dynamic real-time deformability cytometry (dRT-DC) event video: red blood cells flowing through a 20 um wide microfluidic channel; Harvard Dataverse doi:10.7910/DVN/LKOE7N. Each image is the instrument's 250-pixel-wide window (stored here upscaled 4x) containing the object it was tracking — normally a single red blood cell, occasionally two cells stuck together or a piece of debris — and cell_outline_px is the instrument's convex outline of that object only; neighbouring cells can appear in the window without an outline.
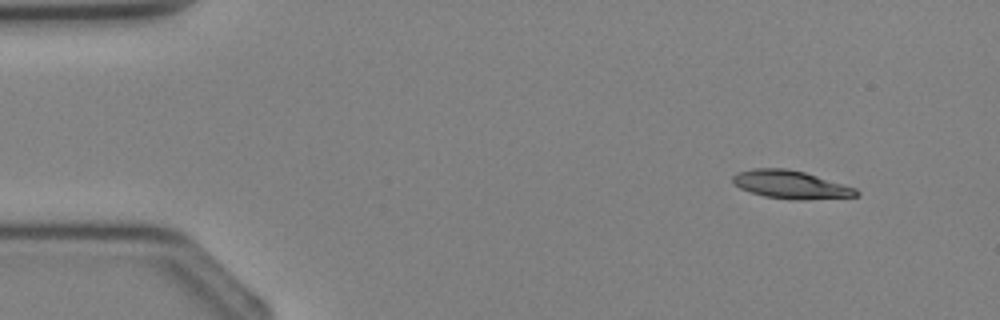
{"species": "Egyptian fruit bat (a non-hibernating species)", "species_latin": "Rousettus aegyptiacus", "temperature_condition": "cold", "stored_images_in_passage": 3, "camera_frame_rate_fps": 3000, "um_per_image_px": 0.085, "animal": {"sex": "female"}, "frame": {"image": 1, "passage_image": 1, "time_ms": 0.0, "image_size_px": [1000, 320], "cell_outline_px": [[860, 196], [804, 200], [796, 200], [764, 196], [740, 188], [732, 184], [732, 176], [736, 172], [756, 168], [788, 168], [804, 172], [856, 188], [860, 192]], "centroid_in_image_um": [67.21, 15.69], "position_along_channel_um": 17.8, "area_um2": 20.29}}
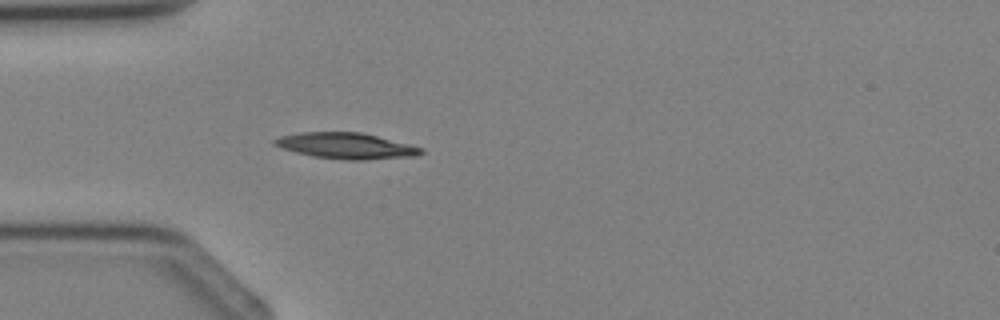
{"frame": {"image": 2, "passage_image": 3, "time_ms": 2.333, "image_size_px": [1000, 320], "cell_outline_px": [[424, 152], [416, 156], [360, 160], [348, 160], [312, 156], [280, 148], [272, 144], [272, 140], [280, 136], [300, 132], [360, 132], [424, 148]], "centroid_in_image_um": [29.38, 12.39], "position_along_channel_um": 55.6, "area_um2": 22.08}}